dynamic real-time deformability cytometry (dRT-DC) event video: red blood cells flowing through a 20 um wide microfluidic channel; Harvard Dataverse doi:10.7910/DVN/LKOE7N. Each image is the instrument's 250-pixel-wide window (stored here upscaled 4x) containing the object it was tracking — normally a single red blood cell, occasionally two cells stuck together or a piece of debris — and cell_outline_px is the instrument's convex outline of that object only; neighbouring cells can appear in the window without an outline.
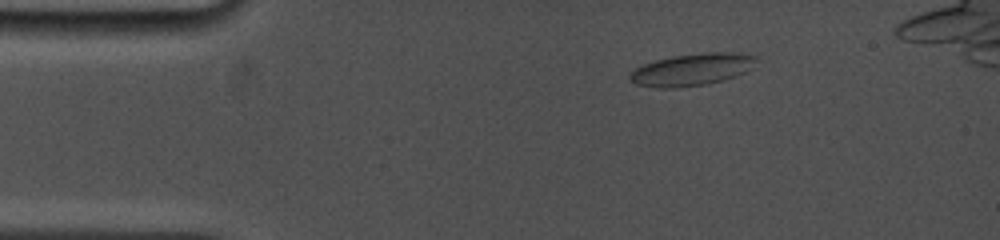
{"species": "common noctule bat (a hibernating species)", "species_latin": "Nyctalus noctula", "temperature_condition": "cold", "stored_images_in_passage": 24, "camera_frame_rate_fps": 5000, "um_per_image_px": 0.085, "animal": {"sex": "female", "body_mass_g": 19.0, "forearm_length_mm": 53.3}, "frame": {"image": 1, "passage_image": 1, "time_ms": 0.0, "image_size_px": [1000, 240], "cell_outline_px": [[756, 60], [752, 68], [736, 76], [724, 80], [704, 84], [672, 88], [656, 88], [636, 84], [628, 76], [636, 68], [644, 64], [656, 60], [672, 56], [704, 52], [736, 52], [756, 56]], "centroid_in_image_um": [58.84, 5.9], "position_along_channel_um": 26.2, "area_um2": 23.52}}
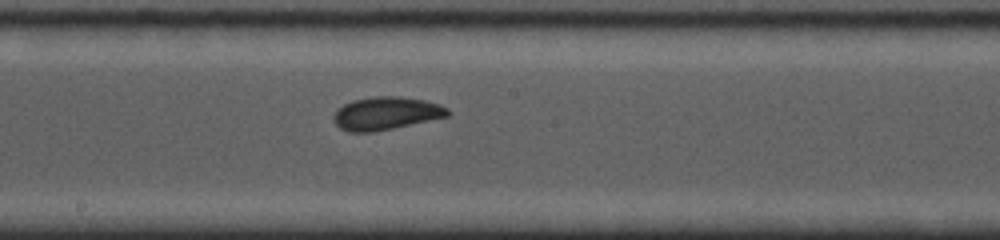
{"frame": {"image": 2, "passage_image": 10, "time_ms": 6.4, "image_size_px": [1000, 240], "cell_outline_px": [[452, 112], [448, 116], [392, 128], [372, 132], [348, 132], [340, 128], [332, 120], [332, 116], [344, 104], [352, 100], [372, 96], [400, 96], [424, 100], [440, 104], [448, 108]], "centroid_in_image_um": [32.81, 9.62], "position_along_channel_um": 215.4, "area_um2": 21.91}}
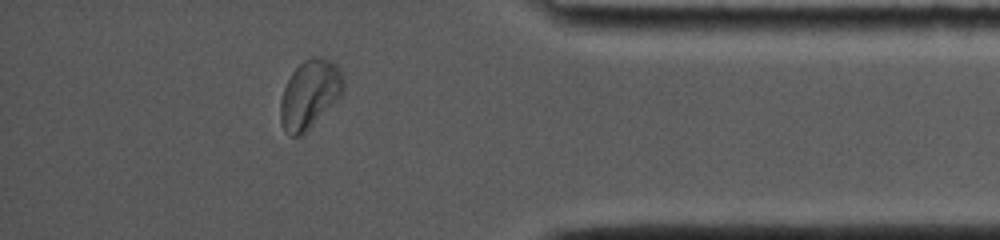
{"frame": {"image": 3, "passage_image": 20, "time_ms": 11.8, "image_size_px": [1000, 240], "cell_outline_px": [[344, 92], [300, 136], [292, 136], [284, 128], [280, 120], [280, 100], [284, 88], [292, 72], [304, 60], [312, 56], [320, 56], [336, 64], [340, 68], [344, 80]], "centroid_in_image_um": [26.33, 7.96], "position_along_channel_um": 408.9, "area_um2": 24.68}}